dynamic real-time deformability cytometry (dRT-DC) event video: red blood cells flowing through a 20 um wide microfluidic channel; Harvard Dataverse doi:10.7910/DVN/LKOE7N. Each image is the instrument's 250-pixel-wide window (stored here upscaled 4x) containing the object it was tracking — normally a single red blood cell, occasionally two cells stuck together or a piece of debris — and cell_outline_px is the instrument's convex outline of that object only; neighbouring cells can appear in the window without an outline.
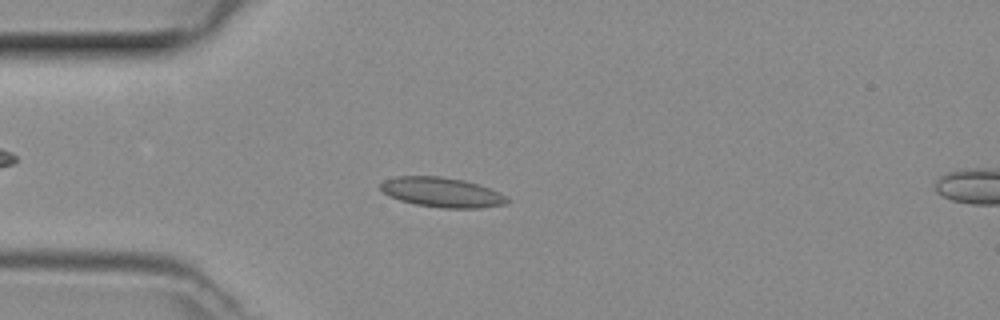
{"species": "common noctule bat (a hibernating species)", "species_latin": "Nyctalus noctula", "temperature_condition": "room temperature", "stored_images_in_passage": 41, "camera_frame_rate_fps": 3000, "um_per_image_px": 0.085, "animal": {"sex": "female", "body_mass_g": 29.2, "forearm_length_mm": 56.3}, "frame": {"image": 1, "passage_image": 6, "time_ms": 1.667, "image_size_px": [1000, 320], "cell_outline_px": [[512, 200], [504, 204], [480, 208], [444, 208], [416, 204], [400, 200], [388, 196], [380, 188], [380, 184], [384, 180], [396, 176], [440, 176], [464, 180], [500, 192]], "centroid_in_image_um": [37.56, 16.34], "position_along_channel_um": 47.4, "area_um2": 21.91}}
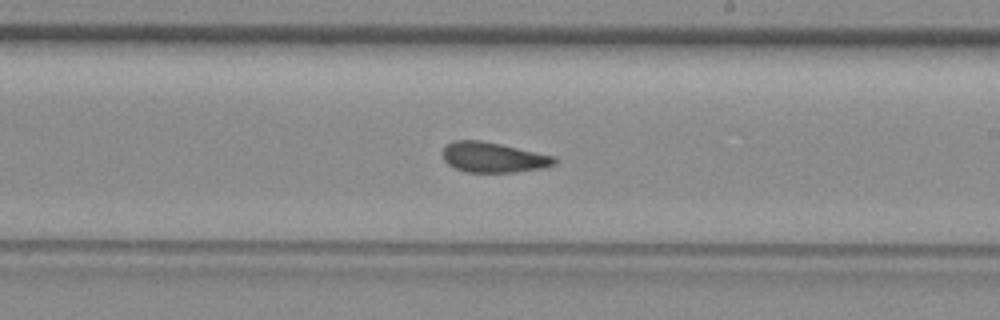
{"frame": {"image": 2, "passage_image": 21, "time_ms": 6.667, "image_size_px": [1000, 320], "cell_outline_px": [[556, 164], [544, 168], [512, 172], [464, 172], [448, 164], [444, 160], [444, 144], [452, 140], [480, 140], [500, 144], [552, 156], [556, 160]], "centroid_in_image_um": [41.88, 13.37], "position_along_channel_um": 247.1, "area_um2": 19.48}}
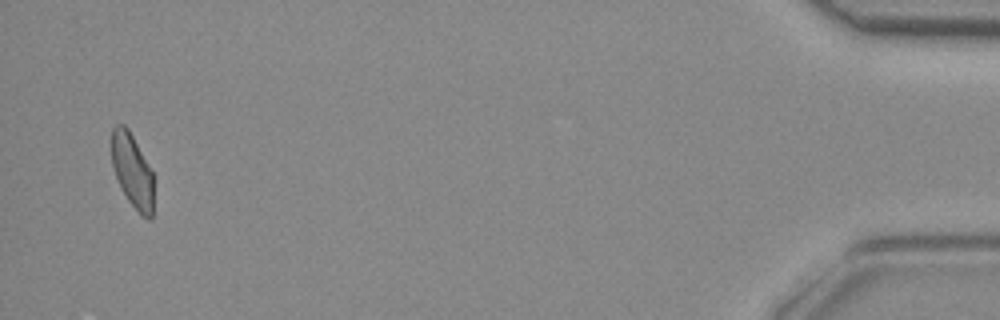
{"frame": {"image": 3, "passage_image": 40, "time_ms": 13.0, "image_size_px": [1000, 320], "cell_outline_px": [[152, 220], [148, 220], [140, 216], [128, 200], [116, 176], [112, 164], [112, 128], [116, 124], [124, 124], [128, 128], [152, 172]], "centroid_in_image_um": [11.24, 14.53], "position_along_channel_um": 424.0, "area_um2": 17.74}}